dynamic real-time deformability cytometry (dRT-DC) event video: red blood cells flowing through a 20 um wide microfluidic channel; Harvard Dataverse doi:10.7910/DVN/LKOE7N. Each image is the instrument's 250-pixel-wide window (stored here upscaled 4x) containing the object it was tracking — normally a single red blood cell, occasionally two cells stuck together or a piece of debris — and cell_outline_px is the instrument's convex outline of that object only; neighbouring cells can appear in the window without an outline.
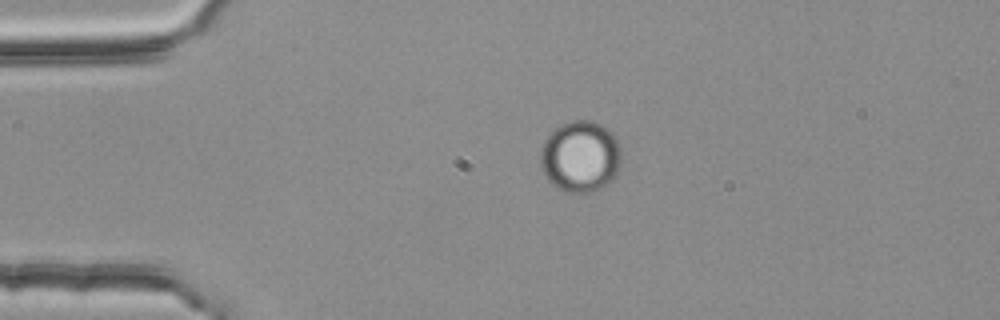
{"species": "common noctule bat (a hibernating species)", "species_latin": "Nyctalus noctula", "temperature_condition": "room temperature", "stored_images_in_passage": 2, "camera_frame_rate_fps": 3000, "um_per_image_px": 0.085, "animal": {"sex": "female", "body_mass_g": 25.1}, "frame": {"image": 1, "passage_image": 2, "time_ms": 0.333, "image_size_px": [1000, 320], "cell_outline_px": [[620, 168], [616, 176], [612, 180], [600, 188], [592, 192], [564, 192], [552, 184], [548, 180], [540, 164], [540, 152], [544, 140], [556, 128], [572, 120], [592, 120], [604, 124], [612, 132], [620, 144]], "centroid_in_image_um": [49.36, 13.29], "position_along_channel_um": 35.6, "area_um2": 33.93}}